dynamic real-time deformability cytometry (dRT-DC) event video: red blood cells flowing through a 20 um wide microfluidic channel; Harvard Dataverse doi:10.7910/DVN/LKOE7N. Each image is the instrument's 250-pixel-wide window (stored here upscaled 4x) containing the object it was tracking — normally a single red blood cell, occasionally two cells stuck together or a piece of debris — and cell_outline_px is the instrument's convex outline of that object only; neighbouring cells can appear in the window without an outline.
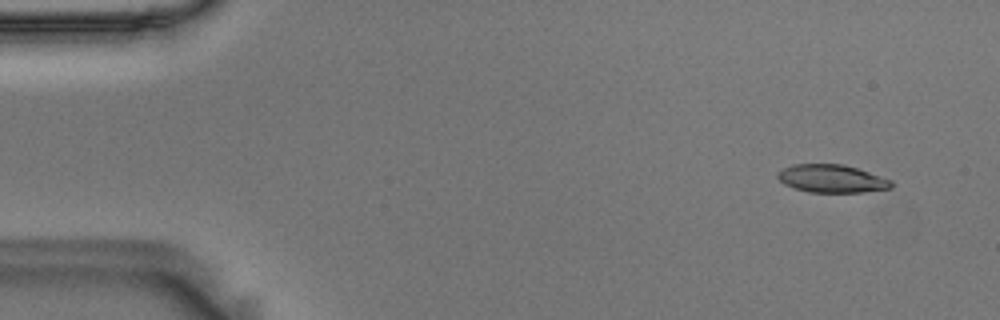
{"species": "Egyptian fruit bat (a non-hibernating species)", "species_latin": "Rousettus aegyptiacus", "temperature_condition": "room temperature", "stored_images_in_passage": 53, "camera_frame_rate_fps": 3000, "um_per_image_px": 0.085, "animal": {"sex": "male"}, "frame": {"image": 1, "passage_image": 2, "time_ms": 0.333, "image_size_px": [1000, 320], "cell_outline_px": [[892, 188], [864, 192], [808, 192], [784, 184], [776, 176], [776, 172], [792, 164], [844, 164], [892, 180]], "centroid_in_image_um": [70.68, 15.18], "position_along_channel_um": 14.3, "area_um2": 18.44}}
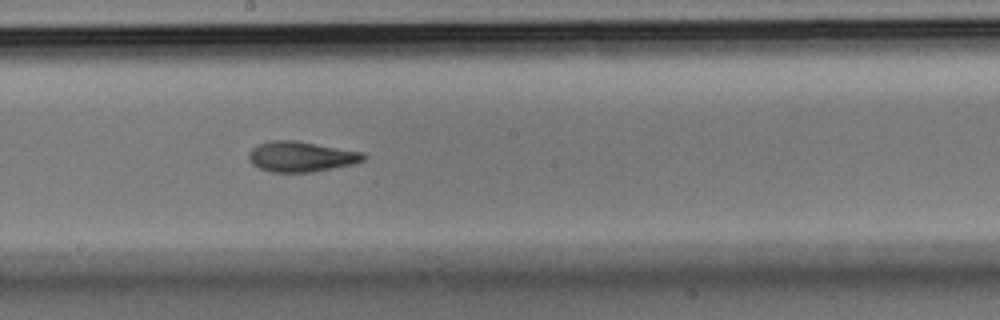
{"frame": {"image": 2, "passage_image": 28, "time_ms": 9.0, "image_size_px": [1000, 320], "cell_outline_px": [[368, 156], [364, 160], [352, 164], [312, 172], [272, 172], [260, 168], [252, 164], [248, 156], [248, 152], [256, 144], [268, 140], [296, 140], [364, 152]], "centroid_in_image_um": [25.58, 13.29], "position_along_channel_um": 222.6, "area_um2": 20.46}}
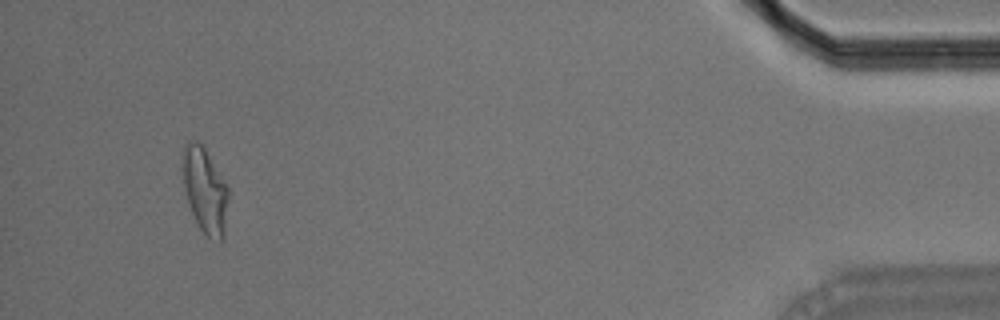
{"frame": {"image": 3, "passage_image": 50, "time_ms": 16.333, "image_size_px": [1000, 320], "cell_outline_px": [[228, 200], [224, 236], [220, 240], [208, 236], [200, 228], [192, 212], [184, 188], [180, 156], [180, 152], [184, 144], [192, 140], [196, 140], [204, 144], [228, 188]], "centroid_in_image_um": [17.39, 16.06], "position_along_channel_um": 417.8, "area_um2": 22.95}, "authors_computed_cell_mechanics": {"area_um2": 19.9988, "velocity_mm_per_s": 3.6361, "shape_relaxation_time_tau1_ms": null, "shape_relaxation_time_tau2_ms": 2.6716, "deformation_change_tau1": null, "deformation_change_tau2": 0.1116}}